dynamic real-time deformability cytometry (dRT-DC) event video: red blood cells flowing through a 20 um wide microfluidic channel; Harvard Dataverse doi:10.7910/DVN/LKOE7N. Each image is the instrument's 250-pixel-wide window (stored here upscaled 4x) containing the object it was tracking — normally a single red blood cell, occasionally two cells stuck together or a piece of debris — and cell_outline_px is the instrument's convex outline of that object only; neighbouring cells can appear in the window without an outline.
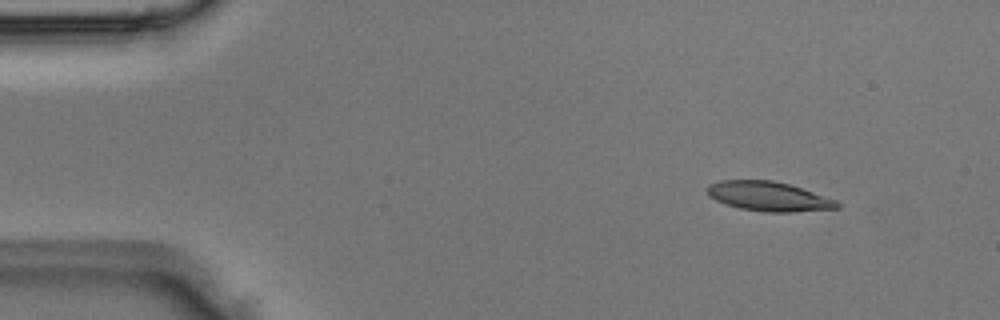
{"species": "Egyptian fruit bat (a non-hibernating species)", "species_latin": "Rousettus aegyptiacus", "temperature_condition": "room temperature", "stored_images_in_passage": 5, "camera_frame_rate_fps": 3000, "um_per_image_px": 0.085, "animal": {"sex": "male"}, "frame": {"image": 1, "passage_image": 2, "time_ms": 0.333, "image_size_px": [1000, 320], "cell_outline_px": [[840, 208], [792, 212], [768, 212], [740, 208], [716, 200], [708, 196], [704, 188], [708, 184], [720, 180], [772, 180], [788, 184], [836, 200], [840, 204]], "centroid_in_image_um": [65.29, 16.68], "position_along_channel_um": 19.7, "area_um2": 22.2}}